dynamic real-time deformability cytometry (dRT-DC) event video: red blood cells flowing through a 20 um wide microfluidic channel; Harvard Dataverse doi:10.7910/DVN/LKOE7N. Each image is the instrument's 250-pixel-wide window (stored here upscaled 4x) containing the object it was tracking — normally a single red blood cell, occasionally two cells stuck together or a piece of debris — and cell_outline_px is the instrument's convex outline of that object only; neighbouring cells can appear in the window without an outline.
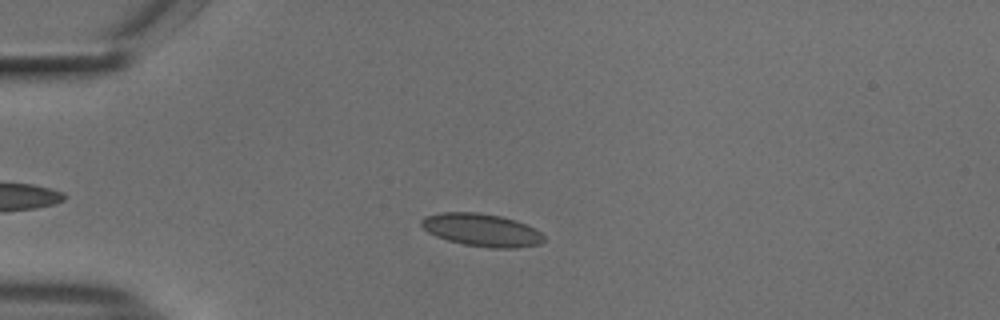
{"species": "common noctule bat (a hibernating species)", "species_latin": "Nyctalus noctula", "temperature_condition": "cold", "stored_images_in_passage": 49, "camera_frame_rate_fps": 3000, "um_per_image_px": 0.085, "animal": {"sex": "male", "body_mass_g": 18.8}, "frame": {"image": 1, "passage_image": 13, "time_ms": 4.0, "image_size_px": [1000, 320], "cell_outline_px": [[544, 240], [540, 244], [516, 248], [488, 248], [464, 244], [448, 240], [436, 236], [428, 232], [420, 224], [420, 220], [424, 216], [440, 212], [476, 212], [500, 216], [516, 220], [540, 232], [544, 236]], "centroid_in_image_um": [40.91, 19.55], "position_along_channel_um": 44.1, "area_um2": 23.35}}
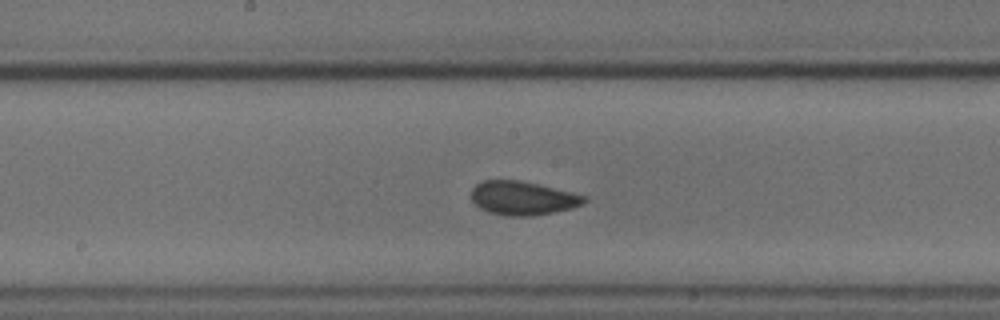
{"frame": {"image": 2, "passage_image": 28, "time_ms": 9.0, "image_size_px": [1000, 320], "cell_outline_px": [[588, 200], [584, 204], [552, 212], [532, 216], [508, 216], [488, 212], [480, 208], [472, 200], [472, 188], [480, 180], [520, 180], [540, 184], [584, 196]], "centroid_in_image_um": [44.39, 16.83], "position_along_channel_um": 203.8, "area_um2": 22.08}}
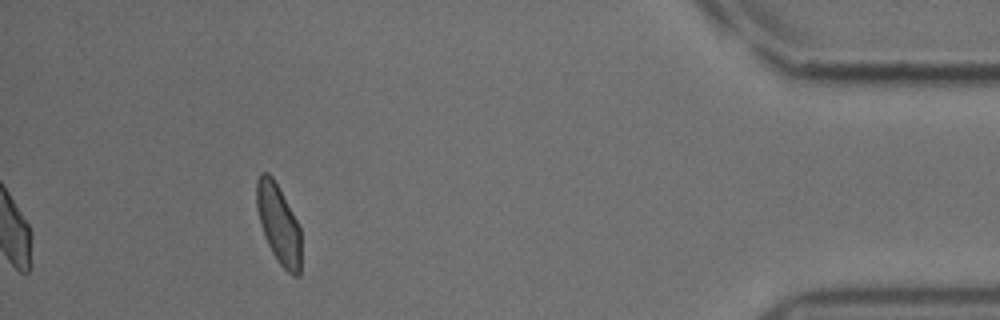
{"frame": {"image": 3, "passage_image": 49, "time_ms": 16.0, "image_size_px": [1000, 320], "cell_outline_px": [[300, 276], [292, 276], [280, 264], [272, 252], [264, 236], [260, 224], [256, 208], [256, 180], [260, 172], [268, 172], [272, 176], [296, 220], [300, 228]], "centroid_in_image_um": [23.65, 19.03], "position_along_channel_um": 411.5, "area_um2": 20.4}, "authors_computed_cell_mechanics": {"area_um2": 22.0796, "velocity_mm_per_s": 3.7106, "shape_relaxation_time_tau1_ms": 3.4621, "shape_relaxation_time_tau2_ms": 0.9876, "deformation_change_tau1": 0.0621, "deformation_change_tau2": 0.0549}}